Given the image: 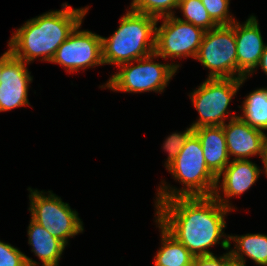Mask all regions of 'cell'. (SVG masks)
Returning a JSON list of instances; mask_svg holds the SVG:
<instances>
[{
	"instance_id": "6da1fadb",
	"label": "cell",
	"mask_w": 267,
	"mask_h": 266,
	"mask_svg": "<svg viewBox=\"0 0 267 266\" xmlns=\"http://www.w3.org/2000/svg\"><path fill=\"white\" fill-rule=\"evenodd\" d=\"M157 221L194 257L213 255L209 247L220 244L226 227L224 207L213 195L176 197L156 201Z\"/></svg>"
},
{
	"instance_id": "7a4b0ae2",
	"label": "cell",
	"mask_w": 267,
	"mask_h": 266,
	"mask_svg": "<svg viewBox=\"0 0 267 266\" xmlns=\"http://www.w3.org/2000/svg\"><path fill=\"white\" fill-rule=\"evenodd\" d=\"M62 10L50 11L28 20L13 33L8 47L12 54L29 64L35 58L51 62L58 47L82 24L87 8L73 9L64 3Z\"/></svg>"
},
{
	"instance_id": "3957f363",
	"label": "cell",
	"mask_w": 267,
	"mask_h": 266,
	"mask_svg": "<svg viewBox=\"0 0 267 266\" xmlns=\"http://www.w3.org/2000/svg\"><path fill=\"white\" fill-rule=\"evenodd\" d=\"M120 22L111 37L101 36L104 64L119 66L155 52L157 18L130 9Z\"/></svg>"
},
{
	"instance_id": "277c9868",
	"label": "cell",
	"mask_w": 267,
	"mask_h": 266,
	"mask_svg": "<svg viewBox=\"0 0 267 266\" xmlns=\"http://www.w3.org/2000/svg\"><path fill=\"white\" fill-rule=\"evenodd\" d=\"M174 179L185 188H168L165 182L159 187L157 200L164 201L176 197L212 196L217 186V176L207 167L203 148L198 136L193 132L180 150L175 161L167 168Z\"/></svg>"
},
{
	"instance_id": "5b68a950",
	"label": "cell",
	"mask_w": 267,
	"mask_h": 266,
	"mask_svg": "<svg viewBox=\"0 0 267 266\" xmlns=\"http://www.w3.org/2000/svg\"><path fill=\"white\" fill-rule=\"evenodd\" d=\"M155 53L138 59L137 65L127 62L119 65V72L112 75L101 88L113 91L141 93L146 91L162 92L179 68V64H161L153 62Z\"/></svg>"
},
{
	"instance_id": "8992f818",
	"label": "cell",
	"mask_w": 267,
	"mask_h": 266,
	"mask_svg": "<svg viewBox=\"0 0 267 266\" xmlns=\"http://www.w3.org/2000/svg\"><path fill=\"white\" fill-rule=\"evenodd\" d=\"M31 211V219L47 229L52 236L61 240L65 245L68 238L83 232V223L78 213L73 211L68 203L48 191V196L43 191L28 188Z\"/></svg>"
},
{
	"instance_id": "52a82bcc",
	"label": "cell",
	"mask_w": 267,
	"mask_h": 266,
	"mask_svg": "<svg viewBox=\"0 0 267 266\" xmlns=\"http://www.w3.org/2000/svg\"><path fill=\"white\" fill-rule=\"evenodd\" d=\"M247 78H207L191 93V101L199 113L194 129L203 126H223L232 97Z\"/></svg>"
},
{
	"instance_id": "ba28073f",
	"label": "cell",
	"mask_w": 267,
	"mask_h": 266,
	"mask_svg": "<svg viewBox=\"0 0 267 266\" xmlns=\"http://www.w3.org/2000/svg\"><path fill=\"white\" fill-rule=\"evenodd\" d=\"M195 59L210 69L208 78H237L234 22L205 31Z\"/></svg>"
},
{
	"instance_id": "9c48e42d",
	"label": "cell",
	"mask_w": 267,
	"mask_h": 266,
	"mask_svg": "<svg viewBox=\"0 0 267 266\" xmlns=\"http://www.w3.org/2000/svg\"><path fill=\"white\" fill-rule=\"evenodd\" d=\"M159 28L156 27L155 54L157 57L196 58L205 31L178 17L167 16Z\"/></svg>"
},
{
	"instance_id": "30bf717a",
	"label": "cell",
	"mask_w": 267,
	"mask_h": 266,
	"mask_svg": "<svg viewBox=\"0 0 267 266\" xmlns=\"http://www.w3.org/2000/svg\"><path fill=\"white\" fill-rule=\"evenodd\" d=\"M80 26L58 47L51 60L52 63L64 66L70 73L104 64L101 36L88 30L81 31Z\"/></svg>"
},
{
	"instance_id": "8fae6325",
	"label": "cell",
	"mask_w": 267,
	"mask_h": 266,
	"mask_svg": "<svg viewBox=\"0 0 267 266\" xmlns=\"http://www.w3.org/2000/svg\"><path fill=\"white\" fill-rule=\"evenodd\" d=\"M32 77L26 63L16 58L9 47L3 54V70L0 80V112L30 105L28 102V84Z\"/></svg>"
},
{
	"instance_id": "7c38bea8",
	"label": "cell",
	"mask_w": 267,
	"mask_h": 266,
	"mask_svg": "<svg viewBox=\"0 0 267 266\" xmlns=\"http://www.w3.org/2000/svg\"><path fill=\"white\" fill-rule=\"evenodd\" d=\"M255 16H250L243 25L234 21L237 46V79L248 78L258 67L265 49Z\"/></svg>"
},
{
	"instance_id": "4fadbf2b",
	"label": "cell",
	"mask_w": 267,
	"mask_h": 266,
	"mask_svg": "<svg viewBox=\"0 0 267 266\" xmlns=\"http://www.w3.org/2000/svg\"><path fill=\"white\" fill-rule=\"evenodd\" d=\"M229 120L228 124L222 126L229 157L233 155V160H248L249 156L258 154L262 158L265 133L236 115Z\"/></svg>"
},
{
	"instance_id": "5bb4252c",
	"label": "cell",
	"mask_w": 267,
	"mask_h": 266,
	"mask_svg": "<svg viewBox=\"0 0 267 266\" xmlns=\"http://www.w3.org/2000/svg\"><path fill=\"white\" fill-rule=\"evenodd\" d=\"M261 170L250 160H231L230 163L223 169L217 177V186L215 188L214 197L224 206L232 210L229 199L232 196L240 195L248 190L259 178ZM222 177V184L220 178ZM222 186V187H221ZM219 187V188H218ZM224 192L223 199L219 195V189ZM227 198V199H226Z\"/></svg>"
},
{
	"instance_id": "9a60e30c",
	"label": "cell",
	"mask_w": 267,
	"mask_h": 266,
	"mask_svg": "<svg viewBox=\"0 0 267 266\" xmlns=\"http://www.w3.org/2000/svg\"><path fill=\"white\" fill-rule=\"evenodd\" d=\"M194 133L201 142L207 167L218 177L230 163L223 127L203 126Z\"/></svg>"
},
{
	"instance_id": "2e32d148",
	"label": "cell",
	"mask_w": 267,
	"mask_h": 266,
	"mask_svg": "<svg viewBox=\"0 0 267 266\" xmlns=\"http://www.w3.org/2000/svg\"><path fill=\"white\" fill-rule=\"evenodd\" d=\"M28 244L32 252L42 261V266H59L61 254L65 245L34 220L28 226Z\"/></svg>"
},
{
	"instance_id": "e0dca14e",
	"label": "cell",
	"mask_w": 267,
	"mask_h": 266,
	"mask_svg": "<svg viewBox=\"0 0 267 266\" xmlns=\"http://www.w3.org/2000/svg\"><path fill=\"white\" fill-rule=\"evenodd\" d=\"M233 240L235 249L230 250L231 258L245 264L244 255L255 261L257 265L267 266V235L246 234L242 236H229L221 242L222 248L228 250Z\"/></svg>"
},
{
	"instance_id": "ac0fdd59",
	"label": "cell",
	"mask_w": 267,
	"mask_h": 266,
	"mask_svg": "<svg viewBox=\"0 0 267 266\" xmlns=\"http://www.w3.org/2000/svg\"><path fill=\"white\" fill-rule=\"evenodd\" d=\"M161 228L162 245L155 256V266H180L194 263L192 253L173 237L157 220Z\"/></svg>"
},
{
	"instance_id": "d6986e66",
	"label": "cell",
	"mask_w": 267,
	"mask_h": 266,
	"mask_svg": "<svg viewBox=\"0 0 267 266\" xmlns=\"http://www.w3.org/2000/svg\"><path fill=\"white\" fill-rule=\"evenodd\" d=\"M243 116H238L245 123L260 131L267 130V88H259L251 92L239 107Z\"/></svg>"
},
{
	"instance_id": "ffe728a7",
	"label": "cell",
	"mask_w": 267,
	"mask_h": 266,
	"mask_svg": "<svg viewBox=\"0 0 267 266\" xmlns=\"http://www.w3.org/2000/svg\"><path fill=\"white\" fill-rule=\"evenodd\" d=\"M177 8H180L186 18L185 20L178 19L200 27L204 31H209L218 26L209 16L201 0H180Z\"/></svg>"
},
{
	"instance_id": "44dd1931",
	"label": "cell",
	"mask_w": 267,
	"mask_h": 266,
	"mask_svg": "<svg viewBox=\"0 0 267 266\" xmlns=\"http://www.w3.org/2000/svg\"><path fill=\"white\" fill-rule=\"evenodd\" d=\"M180 0H133L130 9L143 13L158 20L162 17L172 16L171 9L178 7Z\"/></svg>"
},
{
	"instance_id": "7402d4cb",
	"label": "cell",
	"mask_w": 267,
	"mask_h": 266,
	"mask_svg": "<svg viewBox=\"0 0 267 266\" xmlns=\"http://www.w3.org/2000/svg\"><path fill=\"white\" fill-rule=\"evenodd\" d=\"M38 263L24 255L11 244L0 241V266H37Z\"/></svg>"
},
{
	"instance_id": "603a6c76",
	"label": "cell",
	"mask_w": 267,
	"mask_h": 266,
	"mask_svg": "<svg viewBox=\"0 0 267 266\" xmlns=\"http://www.w3.org/2000/svg\"><path fill=\"white\" fill-rule=\"evenodd\" d=\"M209 16L217 25H231L236 21L228 13L230 0H201Z\"/></svg>"
},
{
	"instance_id": "cb8c5ba5",
	"label": "cell",
	"mask_w": 267,
	"mask_h": 266,
	"mask_svg": "<svg viewBox=\"0 0 267 266\" xmlns=\"http://www.w3.org/2000/svg\"><path fill=\"white\" fill-rule=\"evenodd\" d=\"M194 132V128L190 125L189 128L183 133H173L166 138L163 143V149L168 153V158L165 167L168 168L175 161L180 150L185 146V143L189 136Z\"/></svg>"
},
{
	"instance_id": "d4e9b609",
	"label": "cell",
	"mask_w": 267,
	"mask_h": 266,
	"mask_svg": "<svg viewBox=\"0 0 267 266\" xmlns=\"http://www.w3.org/2000/svg\"><path fill=\"white\" fill-rule=\"evenodd\" d=\"M230 259V251L220 257H216L214 254L208 256H197L194 258V266H225Z\"/></svg>"
},
{
	"instance_id": "484cf974",
	"label": "cell",
	"mask_w": 267,
	"mask_h": 266,
	"mask_svg": "<svg viewBox=\"0 0 267 266\" xmlns=\"http://www.w3.org/2000/svg\"><path fill=\"white\" fill-rule=\"evenodd\" d=\"M258 66H260L267 75V44L265 46L263 54L261 55V59Z\"/></svg>"
},
{
	"instance_id": "4316f807",
	"label": "cell",
	"mask_w": 267,
	"mask_h": 266,
	"mask_svg": "<svg viewBox=\"0 0 267 266\" xmlns=\"http://www.w3.org/2000/svg\"><path fill=\"white\" fill-rule=\"evenodd\" d=\"M262 162L264 164V172L267 175V136L265 134L264 136V145H263V157H262Z\"/></svg>"
},
{
	"instance_id": "83f0119b",
	"label": "cell",
	"mask_w": 267,
	"mask_h": 266,
	"mask_svg": "<svg viewBox=\"0 0 267 266\" xmlns=\"http://www.w3.org/2000/svg\"><path fill=\"white\" fill-rule=\"evenodd\" d=\"M225 266H246L245 264H243L242 262L236 261L234 259H230Z\"/></svg>"
},
{
	"instance_id": "f1b7e54d",
	"label": "cell",
	"mask_w": 267,
	"mask_h": 266,
	"mask_svg": "<svg viewBox=\"0 0 267 266\" xmlns=\"http://www.w3.org/2000/svg\"><path fill=\"white\" fill-rule=\"evenodd\" d=\"M2 70H3V55L0 57V80H1Z\"/></svg>"
},
{
	"instance_id": "f546056e",
	"label": "cell",
	"mask_w": 267,
	"mask_h": 266,
	"mask_svg": "<svg viewBox=\"0 0 267 266\" xmlns=\"http://www.w3.org/2000/svg\"><path fill=\"white\" fill-rule=\"evenodd\" d=\"M180 266H194V263H188V264H184V265H180Z\"/></svg>"
}]
</instances>
